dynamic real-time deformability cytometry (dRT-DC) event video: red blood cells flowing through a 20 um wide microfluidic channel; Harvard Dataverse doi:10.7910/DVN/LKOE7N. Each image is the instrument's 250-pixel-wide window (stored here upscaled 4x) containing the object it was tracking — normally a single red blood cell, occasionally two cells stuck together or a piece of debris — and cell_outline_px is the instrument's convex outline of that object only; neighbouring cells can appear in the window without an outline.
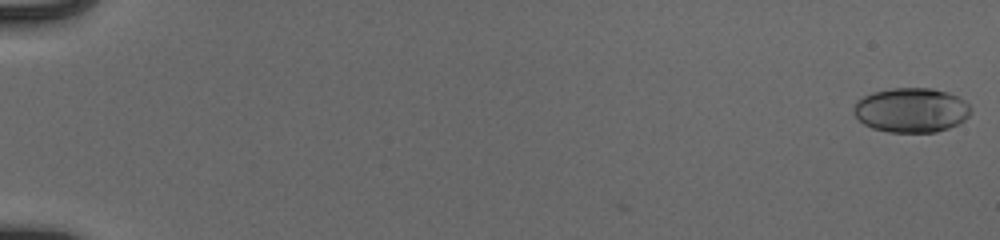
{"species": "human", "species_latin": "Homo sapiens", "temperature_condition": "cold", "stored_images_in_passage": 55, "camera_frame_rate_fps": 3000, "um_per_image_px": 0.085, "donor": {"sex": "male"}, "frame": {"image": 1, "passage_image": 1, "time_ms": 0.0, "image_size_px": [1000, 240], "cell_outline_px": [[972, 112], [964, 120], [948, 128], [936, 132], [888, 132], [872, 128], [864, 124], [852, 112], [852, 108], [856, 100], [872, 92], [892, 88], [932, 88], [948, 92], [960, 96], [972, 108]], "centroid_in_image_um": [77.46, 9.35], "position_along_channel_um": 7.5, "area_um2": 30.69}}
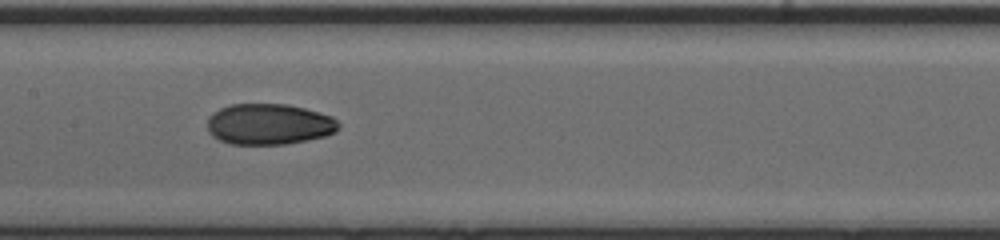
{"frame": {"image": 2, "passage_image": 30, "time_ms": 9.667, "image_size_px": [1000, 240], "cell_outline_px": [[340, 128], [336, 132], [324, 136], [308, 140], [288, 144], [232, 144], [220, 140], [212, 136], [208, 132], [208, 116], [212, 112], [220, 108], [232, 104], [288, 104], [304, 108], [332, 116], [340, 124]], "centroid_in_image_um": [22.87, 10.55], "position_along_channel_um": 184.5, "area_um2": 31.5}}
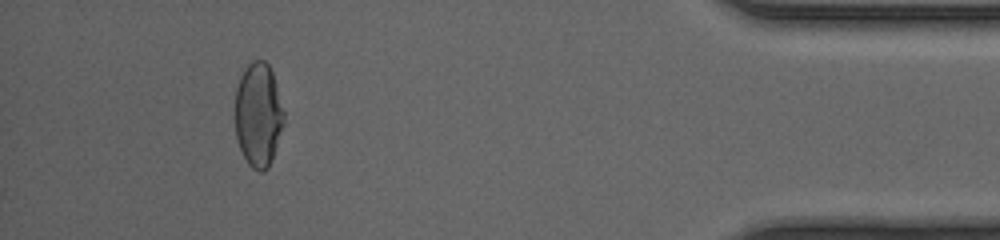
{"frame": {"image": 3, "passage_image": 51, "time_ms": 16.667, "image_size_px": [1000, 240], "cell_outline_px": [[284, 124], [272, 160], [268, 168], [264, 172], [260, 172], [252, 168], [248, 164], [240, 148], [236, 136], [232, 116], [236, 88], [240, 76], [244, 68], [252, 60], [264, 60], [268, 64], [272, 72], [276, 84], [284, 112]], "centroid_in_image_um": [21.92, 9.76], "position_along_channel_um": 413.3, "area_um2": 30.35}, "authors_computed_cell_mechanics": {"area_um2": 30.6918, "velocity_mm_per_s": 3.9582, "shape_relaxation_time_tau1_ms": 8.8014, "shape_relaxation_time_tau2_ms": 1.8162, "deformation_change_tau1": 0.2291, "deformation_change_tau2": 0.0529}}